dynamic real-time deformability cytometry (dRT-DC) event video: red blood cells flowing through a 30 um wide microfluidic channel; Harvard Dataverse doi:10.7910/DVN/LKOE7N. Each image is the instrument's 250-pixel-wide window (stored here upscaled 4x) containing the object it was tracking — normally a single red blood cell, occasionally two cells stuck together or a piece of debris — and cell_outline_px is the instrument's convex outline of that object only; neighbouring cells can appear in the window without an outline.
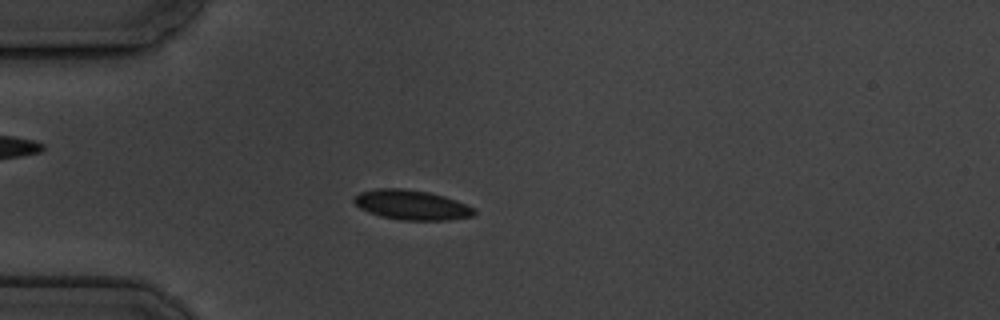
{"species": "common noctule bat (a hibernating species)", "species_latin": "Nyctalus noctula", "temperature_condition": "cold", "stored_images_in_passage": 4, "camera_frame_rate_fps": 3000, "um_per_image_px": 0.085, "animal": {"sex": "male", "body_mass_g": 19.5, "forearm_length_mm": 54.6}, "frame": {"image": 1, "passage_image": 4, "time_ms": 3.333, "image_size_px": [1000, 320], "cell_outline_px": [[476, 212], [472, 216], [448, 220], [400, 220], [380, 216], [368, 212], [360, 208], [352, 200], [352, 196], [360, 192], [376, 188], [400, 188], [428, 192], [444, 196], [456, 200], [476, 208]], "centroid_in_image_um": [34.96, 17.41], "position_along_channel_um": 50.0, "area_um2": 20.98}}